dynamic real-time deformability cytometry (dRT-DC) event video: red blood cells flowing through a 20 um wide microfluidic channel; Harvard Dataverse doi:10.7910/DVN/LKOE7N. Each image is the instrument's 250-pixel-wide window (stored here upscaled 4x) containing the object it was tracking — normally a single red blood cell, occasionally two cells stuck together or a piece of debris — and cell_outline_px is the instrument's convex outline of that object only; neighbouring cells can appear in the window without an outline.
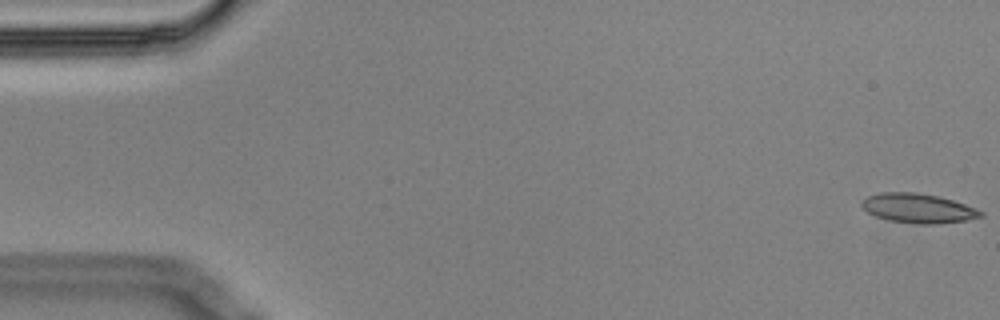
{"species": "Egyptian fruit bat (a non-hibernating species)", "species_latin": "Rousettus aegyptiacus", "temperature_condition": "cold", "stored_images_in_passage": 10, "segment_of_instrument_passage": [1, 2], "camera_frame_rate_fps": 3000, "um_per_image_px": 0.085, "animal": {"sex": "male"}, "frame": {"image": 1, "passage_image": 1, "time_ms": 0.0, "image_size_px": [1000, 320], "cell_outline_px": [[984, 216], [964, 220], [936, 224], [920, 224], [888, 220], [876, 216], [868, 212], [860, 204], [860, 200], [868, 196], [880, 192], [916, 192], [940, 196], [964, 204], [984, 212]], "centroid_in_image_um": [78.01, 17.69], "position_along_channel_um": 7.0, "area_um2": 20.35}}
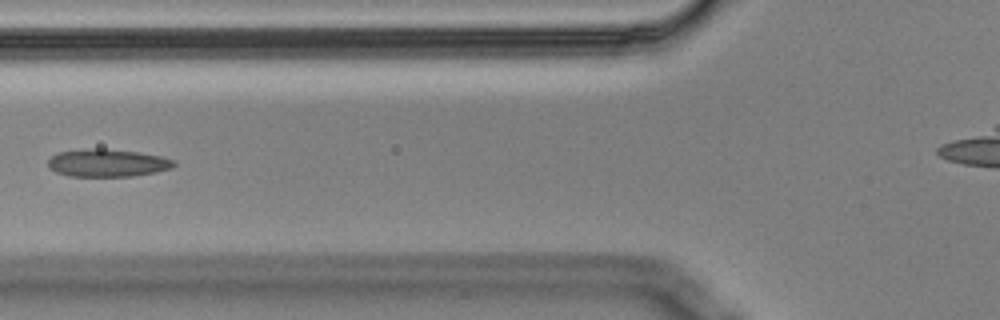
{"frame": {"image": 2, "passage_image": 7, "time_ms": 2.0, "image_size_px": [1000, 320], "cell_outline_px": [[176, 164], [172, 168], [156, 172], [132, 176], [68, 176], [56, 172], [48, 168], [48, 160], [56, 152], [96, 148], [100, 148], [140, 152], [160, 156], [176, 160]], "centroid_in_image_um": [9.14, 13.85], "position_along_channel_um": 116.7, "area_um2": 20.4}}
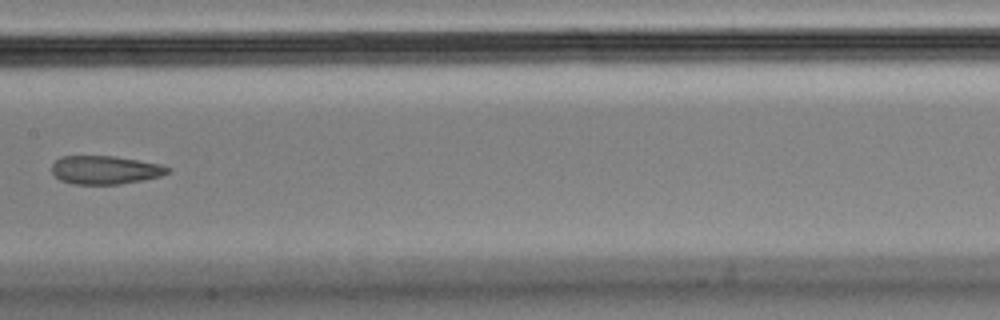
{"frame": {"image": 3, "passage_image": 9, "time_ms": 2.667, "image_size_px": [1000, 320], "cell_outline_px": [[172, 168], [168, 172], [160, 176], [144, 180], [120, 184], [72, 184], [60, 180], [52, 172], [52, 164], [60, 156], [112, 156], [160, 164]], "centroid_in_image_um": [8.92, 14.45], "position_along_channel_um": 198.5, "area_um2": 19.13}}